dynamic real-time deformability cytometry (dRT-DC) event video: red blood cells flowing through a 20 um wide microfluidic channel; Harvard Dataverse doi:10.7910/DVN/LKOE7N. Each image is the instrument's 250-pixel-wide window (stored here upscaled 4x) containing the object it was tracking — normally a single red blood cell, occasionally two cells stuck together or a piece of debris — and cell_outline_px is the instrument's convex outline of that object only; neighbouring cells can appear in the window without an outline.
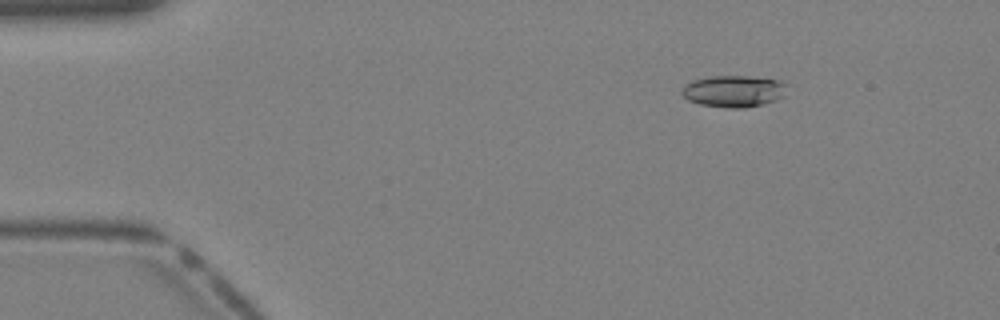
{"species": "Egyptian fruit bat (a non-hibernating species)", "species_latin": "Rousettus aegyptiacus", "temperature_condition": "warm", "stored_images_in_passage": 35, "camera_frame_rate_fps": 3000, "um_per_image_px": 0.085, "animal": {"sex": "female"}, "frame": {"image": 1, "passage_image": 1, "time_ms": 0.0, "image_size_px": [1000, 320], "cell_outline_px": [[784, 96], [776, 100], [764, 104], [744, 108], [724, 108], [700, 104], [688, 100], [680, 92], [692, 80], [712, 76], [748, 76], [776, 80], [784, 84]], "centroid_in_image_um": [62.34, 7.77], "position_along_channel_um": 22.7, "area_um2": 19.19}}
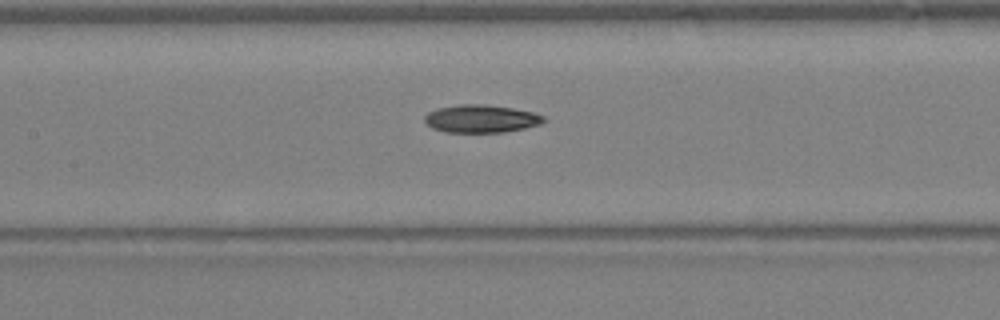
{"frame": {"image": 2, "passage_image": 14, "time_ms": 4.333, "image_size_px": [1000, 320], "cell_outline_px": [[544, 120], [540, 124], [524, 128], [504, 132], [444, 132], [432, 128], [424, 120], [424, 116], [428, 112], [436, 108], [460, 104], [480, 104], [512, 108], [536, 112], [544, 116]], "centroid_in_image_um": [40.87, 10.09], "position_along_channel_um": 166.5, "area_um2": 19.31}}
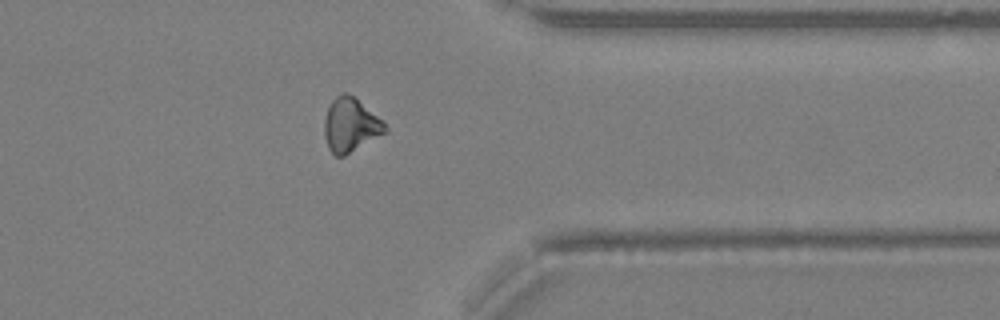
{"frame": {"image": 3, "passage_image": 27, "time_ms": 8.667, "image_size_px": [1000, 320], "cell_outline_px": [[388, 132], [344, 156], [336, 156], [328, 148], [324, 136], [324, 120], [328, 108], [332, 100], [340, 92], [348, 92], [384, 120], [388, 128]], "centroid_in_image_um": [29.82, 10.62], "position_along_channel_um": 381.6, "area_um2": 19.36}}